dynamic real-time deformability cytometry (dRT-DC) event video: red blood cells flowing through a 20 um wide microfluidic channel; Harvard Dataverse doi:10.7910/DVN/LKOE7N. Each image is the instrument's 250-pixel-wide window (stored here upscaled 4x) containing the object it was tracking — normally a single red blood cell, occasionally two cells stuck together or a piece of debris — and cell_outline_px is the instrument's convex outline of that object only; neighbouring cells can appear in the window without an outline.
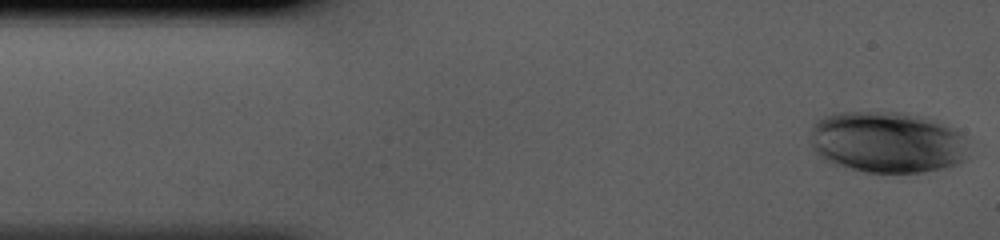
{"species": "human", "species_latin": "Homo sapiens", "temperature_condition": "cold", "stored_images_in_passage": 41, "camera_frame_rate_fps": 3000, "um_per_image_px": 0.085, "donor": {"sex": "male"}, "frame": {"image": 1, "passage_image": 1, "time_ms": 0.0, "image_size_px": [1000, 240], "cell_outline_px": [[968, 140], [964, 160], [956, 164], [944, 168], [924, 172], [864, 172], [832, 164], [816, 156], [808, 140], [812, 124], [816, 120], [824, 116], [836, 112], [900, 112], [920, 116], [936, 120], [960, 132]], "centroid_in_image_um": [75.35, 12.08], "position_along_channel_um": 9.7, "area_um2": 57.45}}
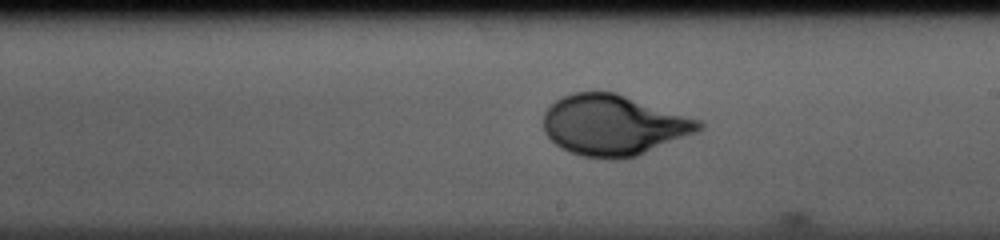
{"frame": {"image": 2, "passage_image": 23, "time_ms": 7.333, "image_size_px": [1000, 240], "cell_outline_px": [[704, 128], [696, 132], [636, 156], [616, 160], [612, 160], [584, 156], [568, 152], [560, 148], [544, 132], [544, 112], [556, 100], [572, 92], [616, 92], [704, 120]], "centroid_in_image_um": [52.18, 10.63], "position_along_channel_um": 236.8, "area_um2": 55.08}}
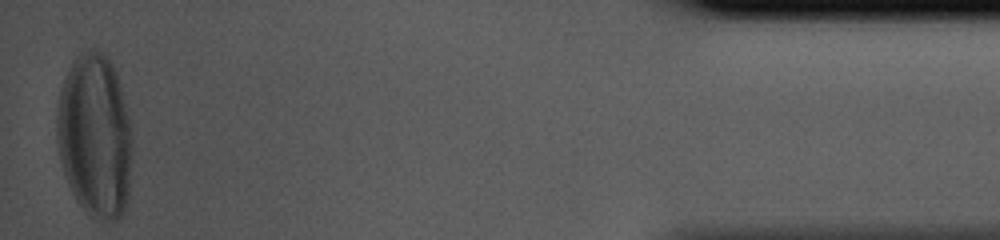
{"frame": {"image": 3, "passage_image": 41, "time_ms": 13.333, "image_size_px": [1000, 240], "cell_outline_px": [[132, 152], [128, 200], [124, 212], [120, 220], [96, 220], [76, 200], [68, 184], [64, 172], [60, 156], [56, 136], [56, 116], [60, 92], [64, 80], [76, 56], [92, 48], [96, 48], [104, 52], [108, 56], [116, 72], [132, 124]], "centroid_in_image_um": [8.1, 11.56], "position_along_channel_um": 427.1, "area_um2": 72.71}}